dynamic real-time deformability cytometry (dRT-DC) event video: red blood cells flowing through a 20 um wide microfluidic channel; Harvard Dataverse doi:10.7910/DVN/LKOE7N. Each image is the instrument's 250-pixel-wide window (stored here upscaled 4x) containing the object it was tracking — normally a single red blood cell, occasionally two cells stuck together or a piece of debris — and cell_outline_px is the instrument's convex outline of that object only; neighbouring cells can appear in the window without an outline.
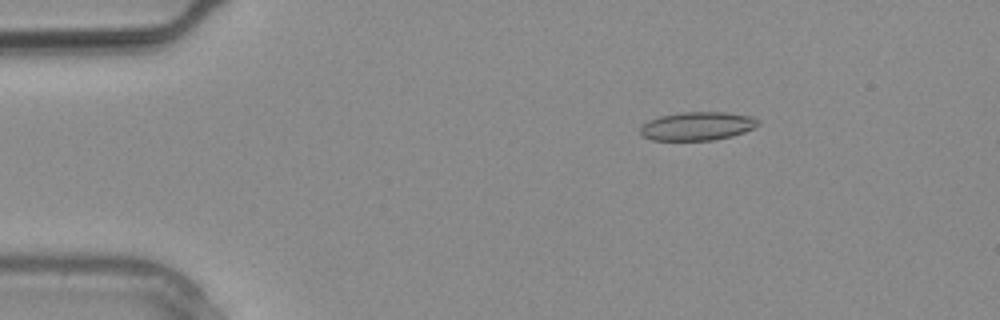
{"species": "common noctule bat (a hibernating species)", "species_latin": "Nyctalus noctula", "temperature_condition": "warm", "stored_images_in_passage": 2, "camera_frame_rate_fps": 3000, "um_per_image_px": 0.085, "animal": {"sex": "male", "body_mass_g": 20.4}, "frame": {"image": 1, "passage_image": 1, "time_ms": 0.0, "image_size_px": [1000, 320], "cell_outline_px": [[760, 124], [744, 132], [732, 136], [712, 140], [652, 140], [644, 136], [640, 132], [640, 128], [648, 120], [660, 116], [680, 112], [728, 112], [756, 116], [760, 120]], "centroid_in_image_um": [59.33, 10.7], "position_along_channel_um": 25.7, "area_um2": 19.71}}